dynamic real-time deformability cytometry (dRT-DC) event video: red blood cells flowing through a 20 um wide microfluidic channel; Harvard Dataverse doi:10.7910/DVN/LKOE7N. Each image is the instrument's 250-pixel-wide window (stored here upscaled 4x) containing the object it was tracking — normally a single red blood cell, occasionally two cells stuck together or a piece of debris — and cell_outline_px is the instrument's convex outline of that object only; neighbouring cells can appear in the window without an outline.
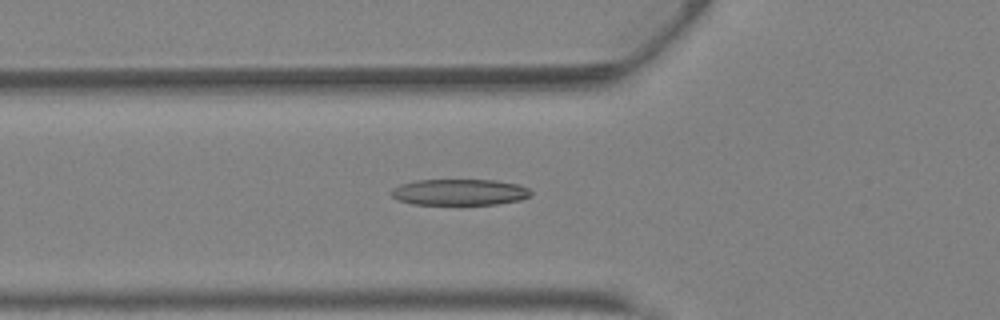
{"species": "Egyptian fruit bat (a non-hibernating species)", "species_latin": "Rousettus aegyptiacus", "temperature_condition": "warm", "stored_images_in_passage": 30, "camera_frame_rate_fps": 3000, "um_per_image_px": 0.085, "animal": {"sex": "female"}, "frame": {"image": 1, "passage_image": 3, "time_ms": 0.667, "image_size_px": [1000, 320], "cell_outline_px": [[532, 196], [520, 200], [496, 204], [412, 204], [396, 200], [392, 196], [392, 188], [400, 184], [416, 180], [496, 180], [520, 184], [528, 188], [532, 192]], "centroid_in_image_um": [39.08, 16.33], "position_along_channel_um": 86.7, "area_um2": 21.44}}
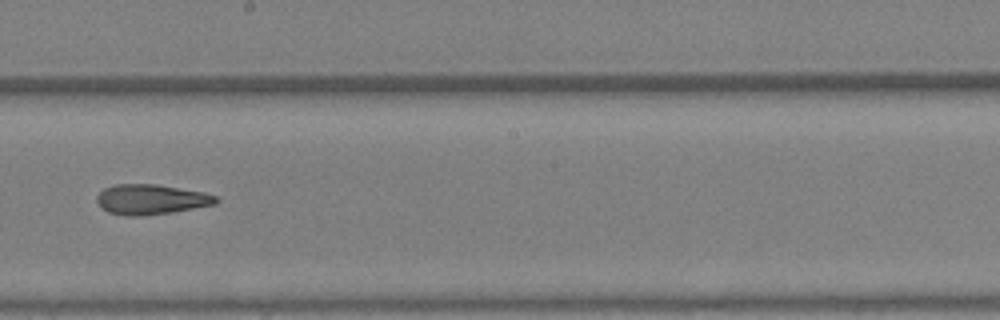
{"frame": {"image": 2, "passage_image": 12, "time_ms": 3.667, "image_size_px": [1000, 320], "cell_outline_px": [[220, 200], [216, 204], [172, 212], [140, 216], [124, 216], [108, 212], [100, 208], [96, 200], [96, 196], [104, 188], [116, 184], [156, 184], [204, 192], [216, 196]], "centroid_in_image_um": [12.82, 16.95], "position_along_channel_um": 235.4, "area_um2": 21.04}}
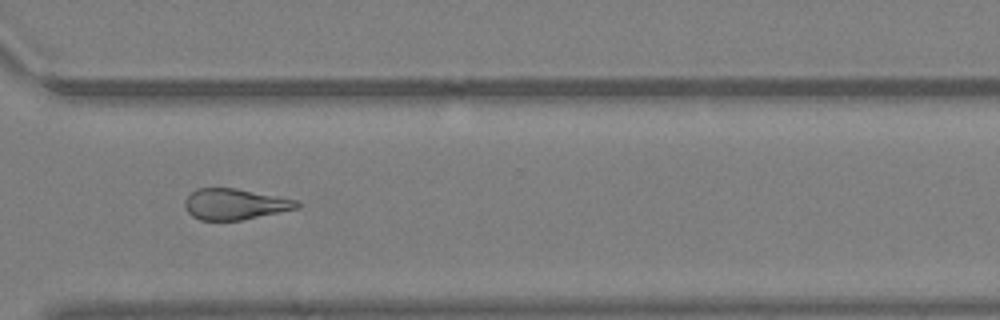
{"frame": {"image": 3, "passage_image": 19, "time_ms": 6.0, "image_size_px": [1000, 320], "cell_outline_px": [[300, 208], [240, 220], [200, 220], [192, 216], [188, 212], [184, 204], [184, 200], [196, 188], [236, 188], [296, 200], [300, 204]], "centroid_in_image_um": [19.94, 17.35], "position_along_channel_um": 350.7, "area_um2": 20.06}, "authors_computed_cell_mechanics": {"area_um2": 21.2126, "velocity_mm_per_s": 4.9374, "shape_relaxation_time_tau1_ms": 8.3791, "shape_relaxation_time_tau2_ms": 3.4925, "deformation_change_tau1": 0.2513, "deformation_change_tau2": 0.1605}}